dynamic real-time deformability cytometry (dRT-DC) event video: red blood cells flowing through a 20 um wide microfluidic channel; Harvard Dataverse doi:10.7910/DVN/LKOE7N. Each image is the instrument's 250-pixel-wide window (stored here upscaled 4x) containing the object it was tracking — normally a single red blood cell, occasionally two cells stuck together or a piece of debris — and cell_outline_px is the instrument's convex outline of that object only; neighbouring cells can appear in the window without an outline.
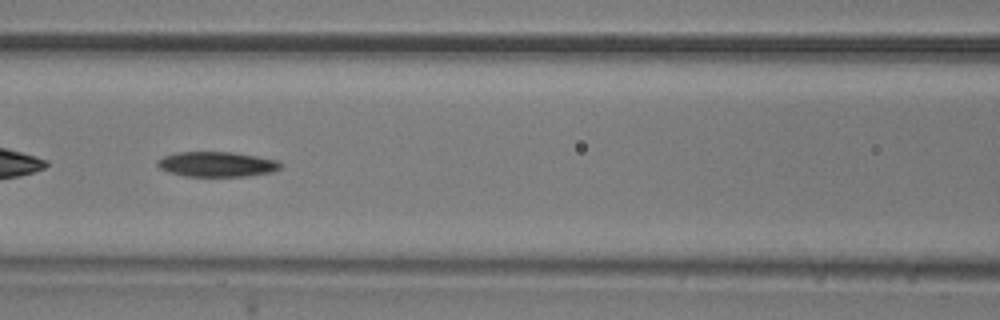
{"species": "common noctule bat (a hibernating species)", "species_latin": "Nyctalus noctula", "temperature_condition": "room temperature", "stored_images_in_passage": 39, "camera_frame_rate_fps": 3000, "um_per_image_px": 0.085, "animal": {"sex": "male", "body_mass_g": 20.5, "forearm_length_mm": 52.5}, "frame": {"image": 1, "passage_image": 22, "time_ms": 7.0, "image_size_px": [1000, 320], "cell_outline_px": [[280, 168], [272, 172], [248, 176], [184, 176], [168, 172], [160, 168], [156, 164], [156, 160], [164, 156], [176, 152], [232, 152], [256, 156], [276, 160], [280, 164]], "centroid_in_image_um": [18.38, 13.96], "position_along_channel_um": 148.2, "area_um2": 17.92}}
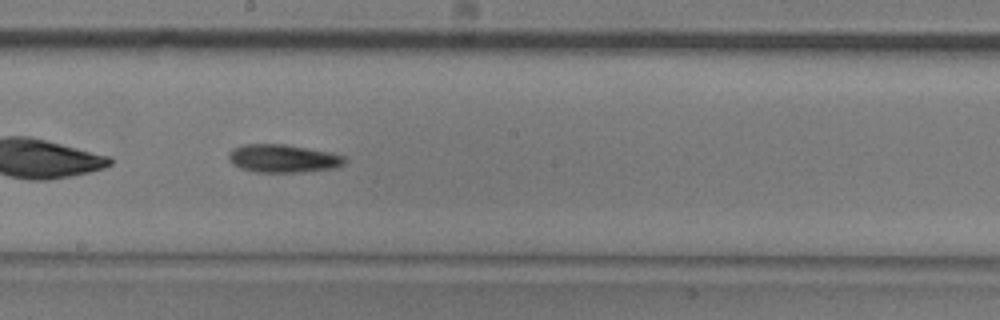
{"frame": {"image": 2, "passage_image": 28, "time_ms": 9.0, "image_size_px": [1000, 320], "cell_outline_px": [[348, 160], [344, 164], [336, 168], [300, 172], [256, 172], [240, 168], [232, 164], [228, 160], [228, 152], [232, 148], [244, 144], [284, 144], [332, 152], [344, 156]], "centroid_in_image_um": [24.06, 13.47], "position_along_channel_um": 224.1, "area_um2": 19.25}}